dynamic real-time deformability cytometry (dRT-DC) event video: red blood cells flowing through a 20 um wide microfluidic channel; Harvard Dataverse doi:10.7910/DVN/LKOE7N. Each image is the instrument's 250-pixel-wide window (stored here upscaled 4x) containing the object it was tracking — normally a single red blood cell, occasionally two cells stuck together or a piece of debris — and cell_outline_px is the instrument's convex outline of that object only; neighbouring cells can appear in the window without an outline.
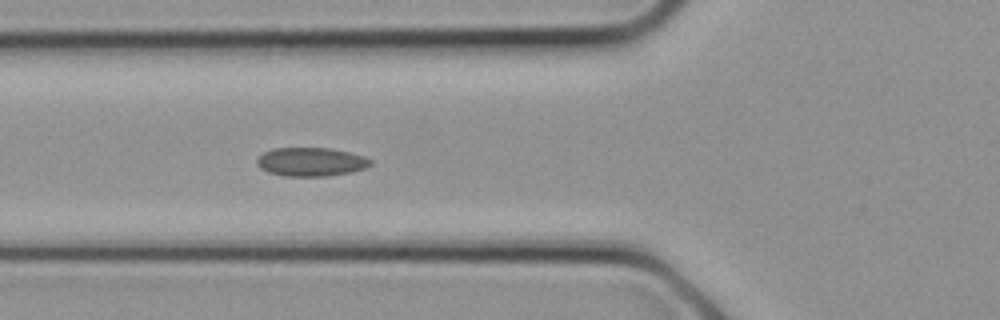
{"species": "common noctule bat (a hibernating species)", "species_latin": "Nyctalus noctula", "temperature_condition": "cold", "stored_images_in_passage": 4, "camera_frame_rate_fps": 3000, "um_per_image_px": 0.085, "animal": {"sex": "female", "body_mass_g": 21.9}, "frame": {"image": 1, "passage_image": 4, "time_ms": 1.0, "image_size_px": [1000, 320], "cell_outline_px": [[372, 164], [364, 168], [348, 172], [328, 176], [284, 176], [268, 172], [260, 168], [256, 164], [256, 160], [264, 152], [272, 148], [332, 148], [364, 156], [372, 160]], "centroid_in_image_um": [26.41, 13.75], "position_along_channel_um": 99.4, "area_um2": 18.96}}